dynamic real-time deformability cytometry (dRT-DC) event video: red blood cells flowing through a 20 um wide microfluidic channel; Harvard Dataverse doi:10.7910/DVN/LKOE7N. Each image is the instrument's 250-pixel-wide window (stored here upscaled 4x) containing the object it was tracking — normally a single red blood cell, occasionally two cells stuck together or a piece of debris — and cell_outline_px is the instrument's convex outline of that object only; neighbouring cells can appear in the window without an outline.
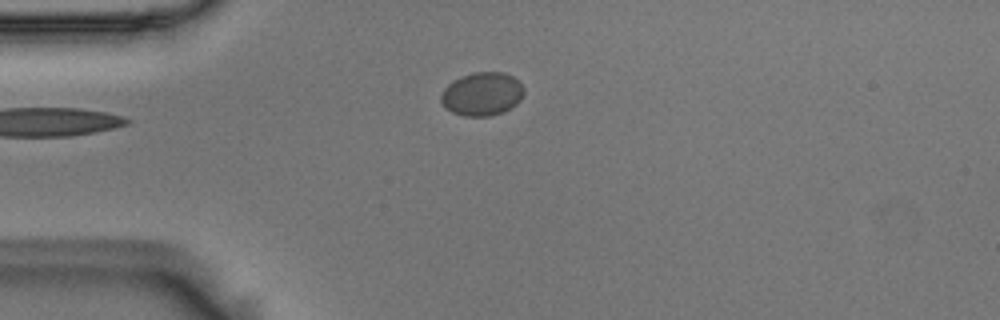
{"species": "Egyptian fruit bat (a non-hibernating species)", "species_latin": "Rousettus aegyptiacus", "temperature_condition": "room temperature", "stored_images_in_passage": 2, "camera_frame_rate_fps": 3000, "um_per_image_px": 0.085, "animal": {"sex": "male"}, "frame": {"image": 1, "passage_image": 2, "time_ms": 0.333, "image_size_px": [1000, 320], "cell_outline_px": [[524, 92], [520, 100], [516, 104], [504, 112], [488, 116], [464, 116], [452, 112], [444, 108], [440, 100], [440, 96], [444, 88], [448, 84], [460, 76], [472, 72], [504, 72], [512, 76], [524, 88]], "centroid_in_image_um": [40.95, 7.99], "position_along_channel_um": 44.1, "area_um2": 21.1}}